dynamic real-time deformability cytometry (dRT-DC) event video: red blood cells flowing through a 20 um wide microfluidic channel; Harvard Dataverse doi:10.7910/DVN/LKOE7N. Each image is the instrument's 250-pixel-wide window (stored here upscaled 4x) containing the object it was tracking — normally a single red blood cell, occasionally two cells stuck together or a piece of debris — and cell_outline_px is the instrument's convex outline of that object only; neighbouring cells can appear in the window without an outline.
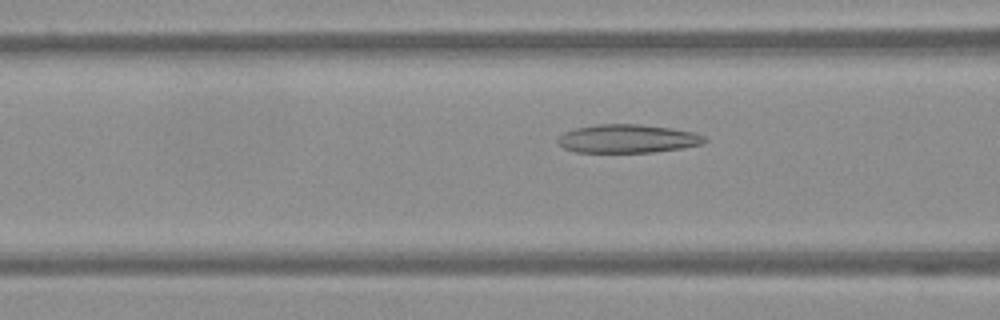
{"species": "Egyptian fruit bat (a non-hibernating species)", "species_latin": "Rousettus aegyptiacus", "temperature_condition": "warm", "stored_images_in_passage": 41, "camera_frame_rate_fps": 3000, "um_per_image_px": 0.085, "frame": {"image": 1, "passage_image": 8, "time_ms": 2.333, "image_size_px": [1000, 320], "cell_outline_px": [[708, 140], [704, 144], [680, 148], [652, 152], [576, 152], [564, 148], [556, 140], [564, 132], [576, 128], [596, 124], [640, 124], [696, 132], [704, 136]], "centroid_in_image_um": [53.36, 11.78], "position_along_channel_um": 113.2, "area_um2": 24.28}}
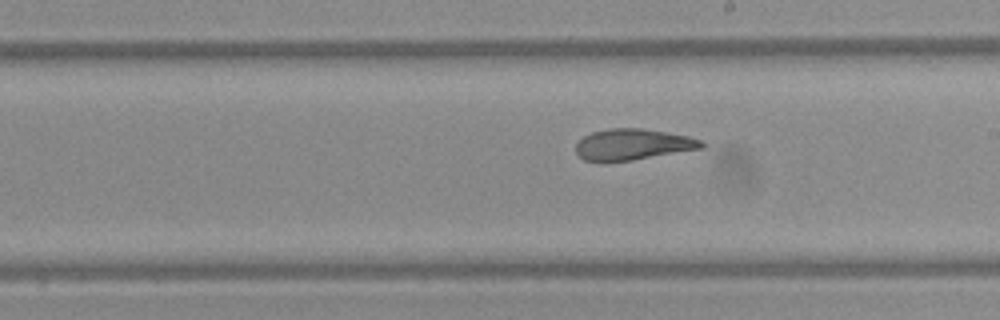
{"frame": {"image": 2, "passage_image": 18, "time_ms": 5.667, "image_size_px": [1000, 320], "cell_outline_px": [[704, 148], [632, 160], [584, 160], [576, 152], [576, 144], [584, 136], [592, 132], [608, 128], [640, 128], [688, 136], [704, 140]], "centroid_in_image_um": [53.83, 12.26], "position_along_channel_um": 235.2, "area_um2": 22.43}}
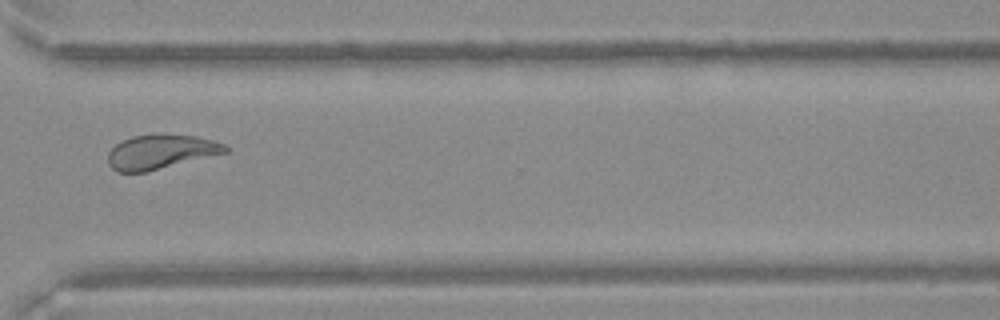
{"frame": {"image": 3, "passage_image": 28, "time_ms": 9.0, "image_size_px": [1000, 320], "cell_outline_px": [[228, 152], [144, 172], [120, 172], [112, 168], [108, 164], [108, 152], [116, 144], [132, 136], [160, 132], [196, 136], [212, 140], [224, 144], [228, 148]], "centroid_in_image_um": [13.65, 12.87], "position_along_channel_um": 356.9, "area_um2": 23.58}}